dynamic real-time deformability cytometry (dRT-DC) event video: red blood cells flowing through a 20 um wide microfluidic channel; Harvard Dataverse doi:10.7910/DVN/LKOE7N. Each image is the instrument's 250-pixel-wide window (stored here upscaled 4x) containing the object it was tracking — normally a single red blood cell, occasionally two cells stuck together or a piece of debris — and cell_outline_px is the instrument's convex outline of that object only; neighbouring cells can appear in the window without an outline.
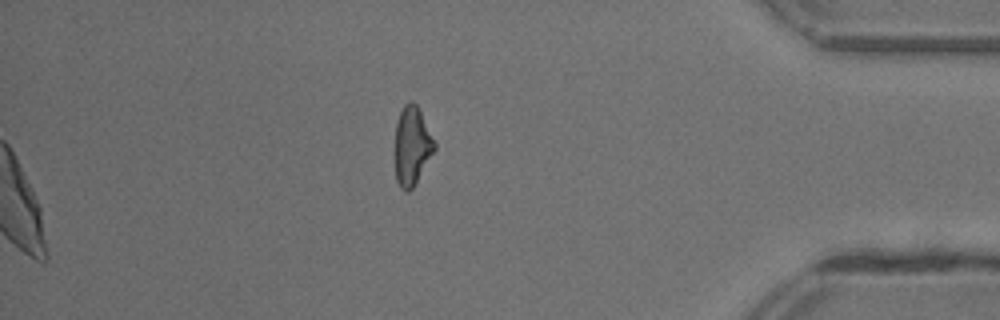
{"species": "common noctule bat (a hibernating species)", "species_latin": "Nyctalus noctula", "temperature_condition": "warm", "stored_images_in_passage": 44, "segment_of_instrument_passage": [2, 2], "camera_frame_rate_fps": 3000, "um_per_image_px": 0.085, "animal": {"sex": "female"}, "frame": {"image": 1, "passage_image": 44, "time_ms": 14.333, "image_size_px": [1000, 320], "cell_outline_px": [[436, 148], [412, 188], [408, 192], [404, 192], [400, 188], [396, 180], [396, 120], [404, 104], [412, 100], [416, 104], [436, 144]], "centroid_in_image_um": [35.01, 12.4], "position_along_channel_um": 400.2, "area_um2": 17.74}}